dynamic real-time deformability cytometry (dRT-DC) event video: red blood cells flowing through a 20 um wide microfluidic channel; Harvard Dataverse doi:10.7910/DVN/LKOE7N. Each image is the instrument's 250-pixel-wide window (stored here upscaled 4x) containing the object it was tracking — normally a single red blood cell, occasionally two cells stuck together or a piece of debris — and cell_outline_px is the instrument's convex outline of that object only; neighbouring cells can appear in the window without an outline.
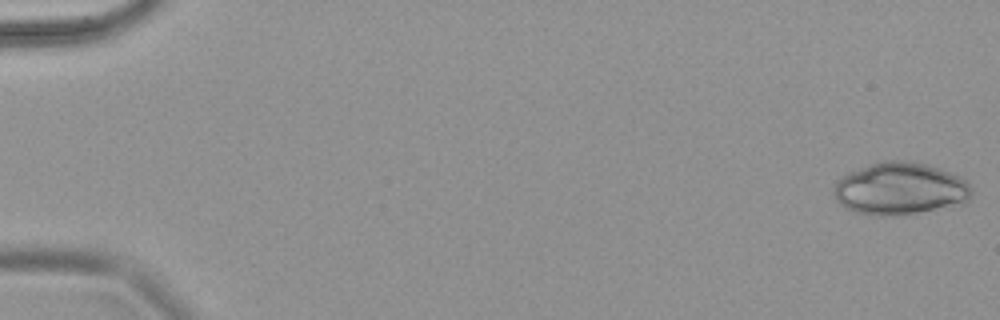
{"species": "common noctule bat (a hibernating species)", "species_latin": "Nyctalus noctula", "temperature_condition": "warm", "stored_images_in_passage": 67, "camera_frame_rate_fps": 3000, "um_per_image_px": 0.085, "animal": {"sex": "female", "body_mass_g": 18.4}, "frame": {"image": 1, "passage_image": 1, "time_ms": 0.0, "image_size_px": [1000, 320], "cell_outline_px": [[972, 196], [964, 204], [896, 216], [876, 216], [852, 212], [840, 204], [836, 200], [832, 192], [832, 188], [836, 180], [840, 176], [848, 172], [884, 160], [892, 160], [924, 164], [960, 176], [968, 184], [972, 192]], "centroid_in_image_um": [76.45, 16.07], "position_along_channel_um": 8.6, "area_um2": 42.14}}
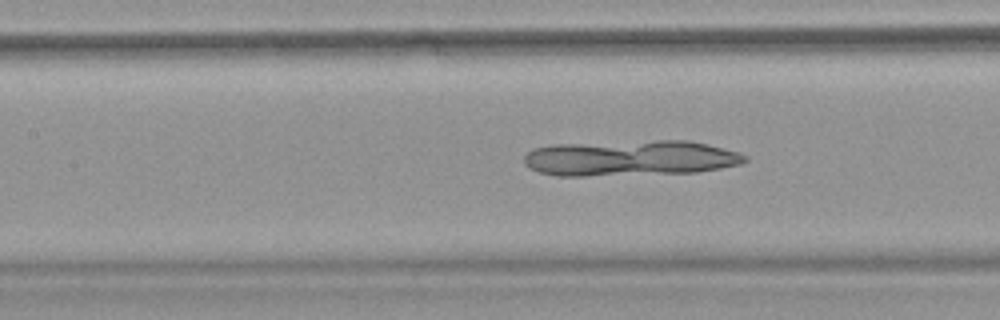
{"frame": {"image": 2, "passage_image": 32, "time_ms": 10.333, "image_size_px": [1000, 320], "cell_outline_px": [[748, 160], [740, 164], [720, 168], [696, 172], [584, 176], [556, 176], [540, 172], [528, 168], [524, 164], [524, 156], [532, 148], [552, 144], [656, 140], [688, 140], [708, 144], [740, 152], [748, 156]], "centroid_in_image_um": [53.56, 13.43], "position_along_channel_um": 153.8, "area_um2": 46.3}}
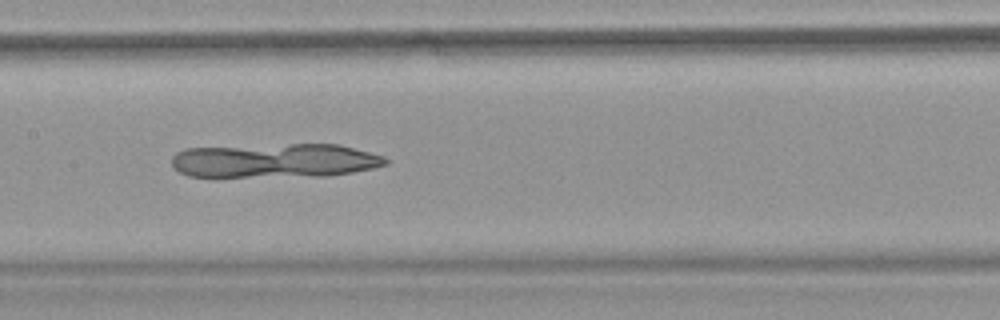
{"frame": {"image": 3, "passage_image": 35, "time_ms": 11.333, "image_size_px": [1000, 320], "cell_outline_px": [[388, 164], [372, 168], [352, 172], [324, 176], [216, 180], [188, 176], [172, 168], [172, 156], [176, 152], [184, 148], [292, 144], [340, 144], [384, 156], [388, 160]], "centroid_in_image_um": [23.24, 13.71], "position_along_channel_um": 184.2, "area_um2": 44.51}}